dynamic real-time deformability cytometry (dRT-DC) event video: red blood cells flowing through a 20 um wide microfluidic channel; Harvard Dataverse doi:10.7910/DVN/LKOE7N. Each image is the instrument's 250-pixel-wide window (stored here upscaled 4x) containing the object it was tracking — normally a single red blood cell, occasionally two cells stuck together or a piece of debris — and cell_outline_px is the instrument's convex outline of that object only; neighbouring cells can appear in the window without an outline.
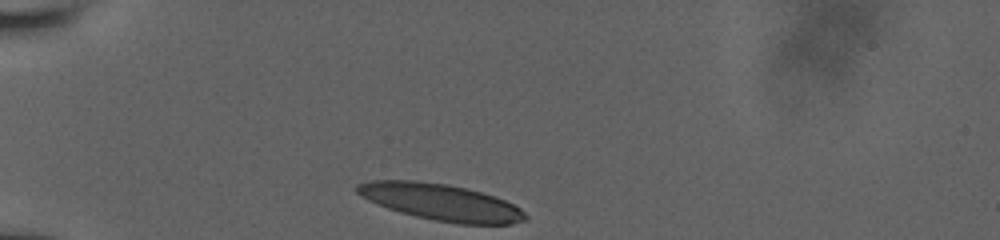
{"species": "human", "species_latin": "Homo sapiens", "temperature_condition": "room temperature", "stored_images_in_passage": 18, "camera_frame_rate_fps": 3000, "um_per_image_px": 0.085, "donor": {"sex": "male"}, "frame": {"image": 1, "passage_image": 1, "time_ms": 0.0, "image_size_px": [1000, 240], "cell_outline_px": [[528, 220], [512, 224], [460, 224], [432, 220], [400, 212], [388, 208], [368, 200], [360, 196], [356, 192], [356, 184], [368, 180], [416, 180], [448, 184], [480, 192], [504, 200], [520, 208], [528, 216]], "centroid_in_image_um": [37.46, 17.18], "position_along_channel_um": 47.5, "area_um2": 35.84}}
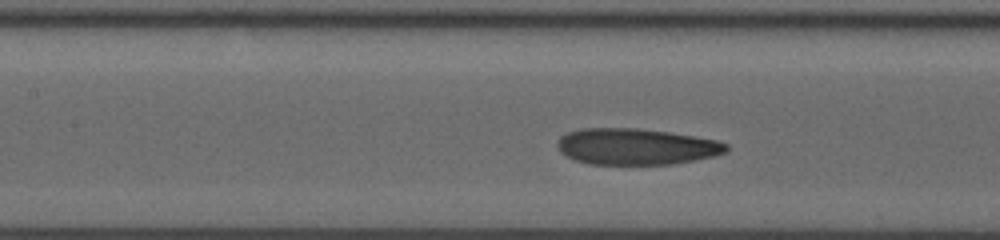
{"frame": {"image": 2, "passage_image": 13, "time_ms": 3.667, "image_size_px": [1000, 240], "cell_outline_px": [[728, 148], [724, 152], [712, 156], [672, 164], [588, 164], [564, 156], [560, 152], [556, 144], [560, 136], [568, 132], [584, 128], [636, 128], [668, 132], [696, 136], [716, 140], [728, 144]], "centroid_in_image_um": [54.02, 12.45], "position_along_channel_um": 153.4, "area_um2": 35.6}}
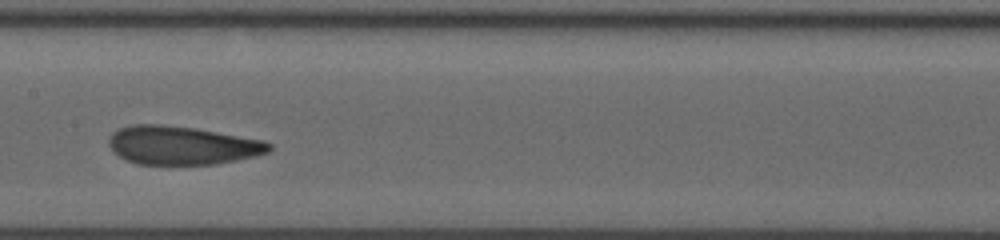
{"frame": {"image": 3, "passage_image": 16, "time_ms": 4.667, "image_size_px": [1000, 240], "cell_outline_px": [[272, 148], [268, 152], [256, 156], [216, 164], [136, 164], [124, 160], [112, 152], [108, 144], [108, 140], [112, 132], [120, 128], [132, 124], [160, 124], [196, 128], [264, 140], [272, 144]], "centroid_in_image_um": [15.45, 12.35], "position_along_channel_um": 192.0, "area_um2": 36.3}}